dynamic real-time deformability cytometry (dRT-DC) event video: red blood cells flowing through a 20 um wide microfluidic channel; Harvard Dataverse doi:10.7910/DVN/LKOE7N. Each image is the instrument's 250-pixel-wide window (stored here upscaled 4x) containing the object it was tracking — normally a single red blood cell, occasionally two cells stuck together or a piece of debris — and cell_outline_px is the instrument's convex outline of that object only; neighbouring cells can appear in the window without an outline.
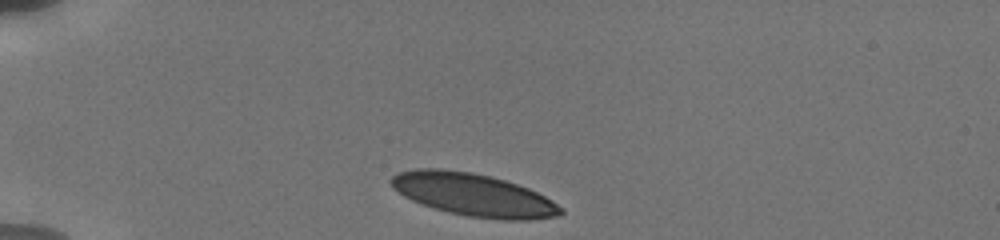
{"species": "human", "species_latin": "Homo sapiens", "temperature_condition": "cold", "stored_images_in_passage": 2, "camera_frame_rate_fps": 3000, "um_per_image_px": 0.085, "donor": {"sex": "male"}, "frame": {"image": 1, "passage_image": 1, "time_ms": 0.0, "image_size_px": [1000, 240], "cell_outline_px": [[564, 212], [556, 216], [528, 220], [504, 220], [468, 216], [448, 212], [412, 200], [404, 196], [392, 188], [388, 180], [392, 176], [400, 172], [416, 168], [440, 168], [472, 172], [492, 176], [528, 188], [552, 200], [564, 208]], "centroid_in_image_um": [40.23, 16.54], "position_along_channel_um": 44.8, "area_um2": 42.14}}